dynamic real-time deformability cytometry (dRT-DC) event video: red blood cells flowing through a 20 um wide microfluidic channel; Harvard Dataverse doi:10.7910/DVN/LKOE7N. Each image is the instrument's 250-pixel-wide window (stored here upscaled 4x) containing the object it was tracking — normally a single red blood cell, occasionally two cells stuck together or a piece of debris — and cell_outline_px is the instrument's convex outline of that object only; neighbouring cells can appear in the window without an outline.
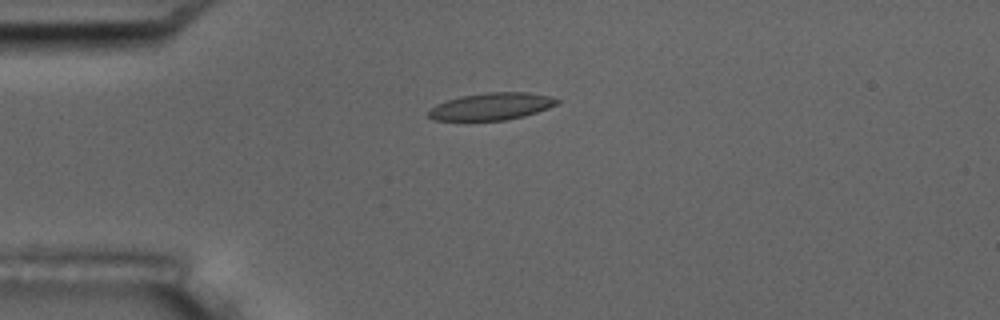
{"species": "common noctule bat (a hibernating species)", "species_latin": "Nyctalus noctula", "temperature_condition": "room temperature", "stored_images_in_passage": 5, "camera_frame_rate_fps": 3000, "um_per_image_px": 0.085, "animal": {"sex": "male", "body_mass_g": 17.5, "forearm_length_mm": 52.3}, "frame": {"image": 1, "passage_image": 1, "time_ms": 0.0, "image_size_px": [1000, 320], "cell_outline_px": [[560, 100], [556, 104], [548, 108], [524, 116], [504, 120], [432, 120], [428, 116], [428, 112], [436, 104], [460, 96], [484, 92], [528, 92], [548, 96]], "centroid_in_image_um": [41.75, 9.04], "position_along_channel_um": 43.2, "area_um2": 20.17}}
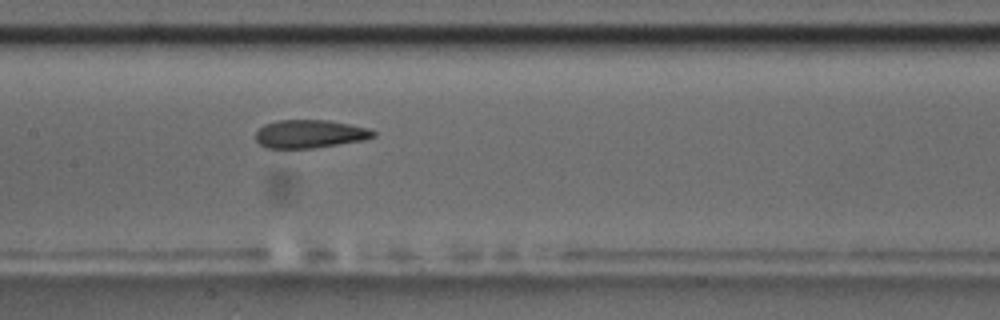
{"frame": {"image": 2, "passage_image": 5, "time_ms": 4.333, "image_size_px": [1000, 320], "cell_outline_px": [[376, 136], [364, 140], [312, 148], [264, 148], [256, 140], [256, 132], [264, 124], [280, 120], [328, 120], [368, 128], [376, 132]], "centroid_in_image_um": [26.33, 11.38], "position_along_channel_um": 181.1, "area_um2": 19.25}}